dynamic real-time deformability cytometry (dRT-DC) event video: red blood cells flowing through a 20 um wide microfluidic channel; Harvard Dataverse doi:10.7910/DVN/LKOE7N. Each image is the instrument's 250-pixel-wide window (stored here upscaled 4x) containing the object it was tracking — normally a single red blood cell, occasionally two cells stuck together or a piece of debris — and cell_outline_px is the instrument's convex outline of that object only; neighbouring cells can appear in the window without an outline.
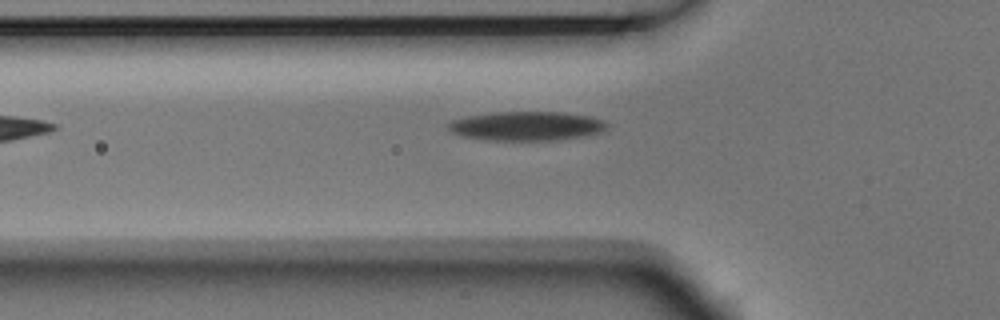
{"species": "Egyptian fruit bat (a non-hibernating species)", "species_latin": "Rousettus aegyptiacus", "temperature_condition": "room temperature", "stored_images_in_passage": 5, "camera_frame_rate_fps": 3000, "um_per_image_px": 0.085, "animal": {"sex": "male"}, "frame": {"image": 1, "passage_image": 5, "time_ms": 1.333, "image_size_px": [1000, 320], "cell_outline_px": [[608, 128], [600, 132], [584, 136], [552, 140], [492, 140], [464, 136], [452, 132], [448, 128], [448, 124], [452, 120], [468, 116], [492, 112], [564, 112], [588, 116], [604, 120], [608, 124]], "centroid_in_image_um": [44.79, 10.7], "position_along_channel_um": 81.0, "area_um2": 26.76}}